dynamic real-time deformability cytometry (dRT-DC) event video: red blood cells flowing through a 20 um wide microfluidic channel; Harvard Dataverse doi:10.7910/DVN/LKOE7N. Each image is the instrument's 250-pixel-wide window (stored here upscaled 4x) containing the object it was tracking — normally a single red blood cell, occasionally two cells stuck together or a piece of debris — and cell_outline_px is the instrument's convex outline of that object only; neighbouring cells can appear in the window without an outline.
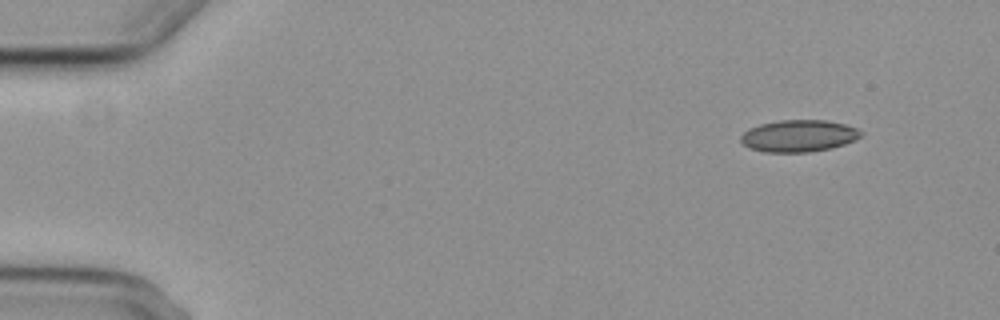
{"species": "common noctule bat (a hibernating species)", "species_latin": "Nyctalus noctula", "temperature_condition": "cold", "stored_images_in_passage": 7, "camera_frame_rate_fps": 3000, "um_per_image_px": 0.085, "animal": {"sex": "female", "body_mass_g": 29.2, "forearm_length_mm": 56.3}, "frame": {"image": 1, "passage_image": 1, "time_ms": 0.0, "image_size_px": [1000, 320], "cell_outline_px": [[864, 132], [856, 140], [832, 148], [808, 152], [764, 152], [748, 148], [740, 140], [740, 136], [748, 128], [760, 124], [780, 120], [828, 120], [844, 124], [856, 128]], "centroid_in_image_um": [67.88, 11.55], "position_along_channel_um": 17.1, "area_um2": 22.48}}
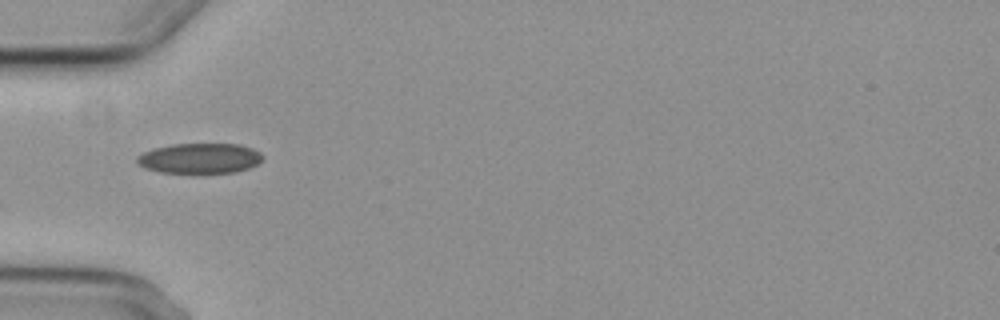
{"frame": {"image": 2, "passage_image": 4, "time_ms": 4.333, "image_size_px": [1000, 320], "cell_outline_px": [[264, 156], [256, 164], [248, 168], [236, 172], [196, 176], [160, 172], [144, 168], [136, 160], [136, 156], [144, 152], [156, 148], [172, 144], [240, 144], [252, 148], [260, 152]], "centroid_in_image_um": [16.98, 13.51], "position_along_channel_um": 68.0, "area_um2": 22.95}}
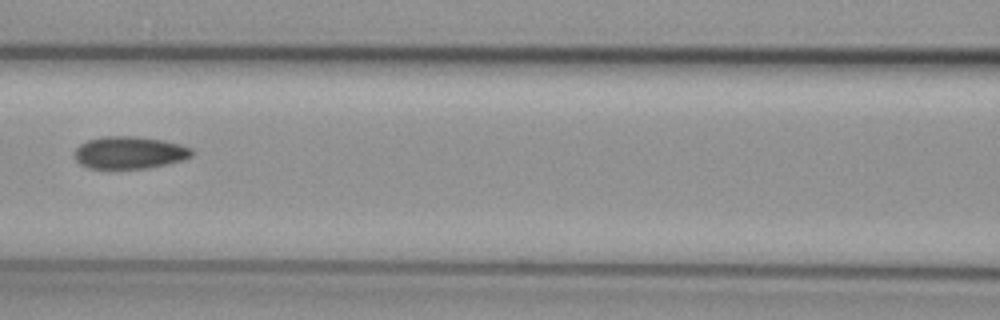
{"frame": {"image": 3, "passage_image": 6, "time_ms": 6.667, "image_size_px": [1000, 320], "cell_outline_px": [[192, 156], [184, 160], [168, 164], [148, 168], [116, 172], [88, 168], [80, 164], [72, 156], [76, 148], [80, 144], [88, 140], [100, 136], [136, 136], [164, 140], [180, 144], [192, 148]], "centroid_in_image_um": [10.96, 13.02], "position_along_channel_um": 155.6, "area_um2": 23.24}}